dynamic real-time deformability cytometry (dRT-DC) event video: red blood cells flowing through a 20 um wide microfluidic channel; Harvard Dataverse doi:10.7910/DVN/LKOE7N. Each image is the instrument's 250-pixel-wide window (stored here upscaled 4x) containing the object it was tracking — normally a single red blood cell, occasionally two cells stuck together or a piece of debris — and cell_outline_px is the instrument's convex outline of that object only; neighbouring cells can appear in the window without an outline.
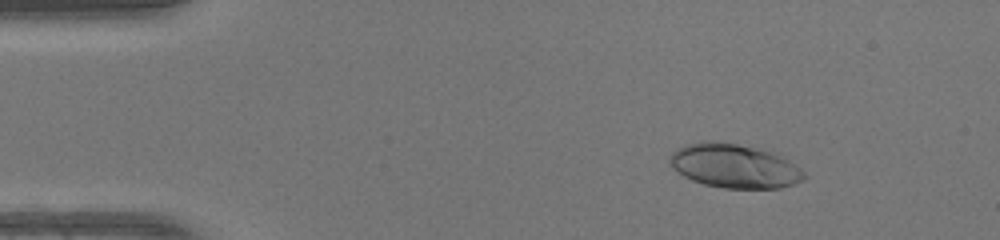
{"species": "human", "species_latin": "Homo sapiens", "temperature_condition": "warm", "stored_images_in_passage": 50, "camera_frame_rate_fps": 3000, "um_per_image_px": 0.085, "donor": {"sex": "female"}, "frame": {"image": 1, "passage_image": 7, "time_ms": 2.0, "image_size_px": [1000, 240], "cell_outline_px": [[808, 176], [804, 180], [780, 188], [724, 188], [704, 184], [692, 180], [684, 176], [672, 168], [668, 164], [668, 156], [672, 152], [688, 144], [704, 140], [712, 140], [736, 144], [780, 152], [800, 168]], "centroid_in_image_um": [62.45, 14.09], "position_along_channel_um": 22.5, "area_um2": 34.97}}
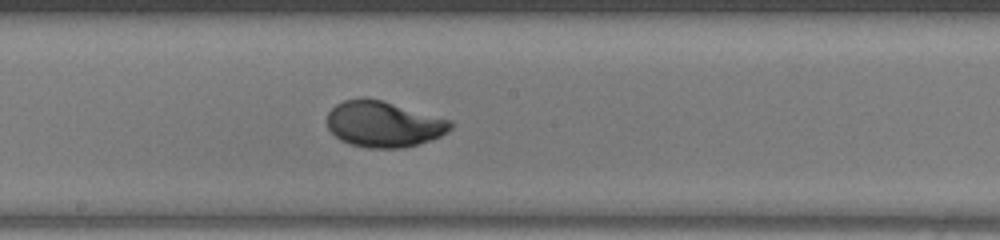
{"frame": {"image": 2, "passage_image": 27, "time_ms": 8.667, "image_size_px": [1000, 240], "cell_outline_px": [[452, 128], [448, 132], [432, 140], [404, 148], [368, 148], [352, 144], [340, 140], [328, 128], [328, 112], [336, 104], [344, 100], [360, 96], [364, 96], [380, 100], [452, 120]], "centroid_in_image_um": [32.61, 10.54], "position_along_channel_um": 215.6, "area_um2": 33.12}}
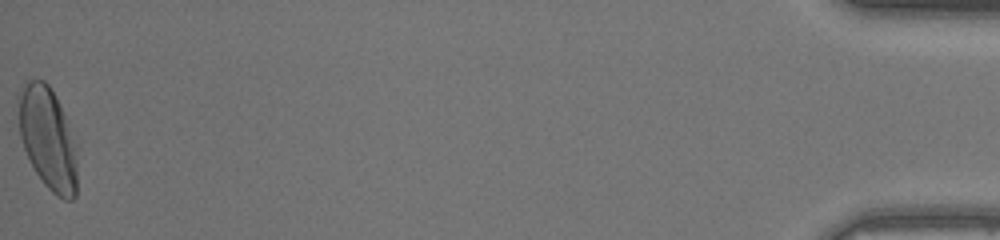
{"frame": {"image": 3, "passage_image": 50, "time_ms": 16.333, "image_size_px": [1000, 240], "cell_outline_px": [[76, 196], [72, 200], [64, 200], [56, 196], [44, 184], [36, 172], [24, 148], [20, 136], [16, 96], [24, 84], [28, 80], [44, 80], [48, 84], [64, 116], [76, 148]], "centroid_in_image_um": [4.02, 11.77], "position_along_channel_um": 431.2, "area_um2": 34.62}, "authors_computed_cell_mechanics": {"area_um2": 32.9749, "velocity_mm_per_s": 4.1691, "shape_relaxation_time_tau1_ms": 3.2416, "shape_relaxation_time_tau2_ms": null, "deformation_change_tau1": 0.1934, "deformation_change_tau2": null}}